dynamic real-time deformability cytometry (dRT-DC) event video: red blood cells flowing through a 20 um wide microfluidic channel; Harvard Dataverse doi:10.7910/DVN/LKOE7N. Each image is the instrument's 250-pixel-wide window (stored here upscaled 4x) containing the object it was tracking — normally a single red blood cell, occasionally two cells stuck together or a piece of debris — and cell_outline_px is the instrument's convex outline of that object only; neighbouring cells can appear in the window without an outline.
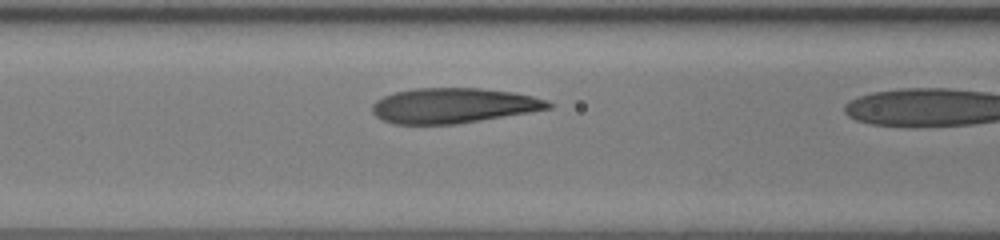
{"species": "human", "species_latin": "Homo sapiens", "temperature_condition": "room temperature", "stored_images_in_passage": 11, "camera_frame_rate_fps": 3000, "um_per_image_px": 0.085, "donor": {"sex": "female"}, "frame": {"image": 1, "passage_image": 10, "time_ms": 3.0, "image_size_px": [1000, 240], "cell_outline_px": [[552, 108], [456, 124], [392, 124], [376, 116], [372, 112], [372, 104], [376, 100], [392, 92], [416, 88], [480, 88], [512, 92], [532, 96], [544, 100], [552, 104]], "centroid_in_image_um": [38.47, 8.97], "position_along_channel_um": 128.1, "area_um2": 35.84}}